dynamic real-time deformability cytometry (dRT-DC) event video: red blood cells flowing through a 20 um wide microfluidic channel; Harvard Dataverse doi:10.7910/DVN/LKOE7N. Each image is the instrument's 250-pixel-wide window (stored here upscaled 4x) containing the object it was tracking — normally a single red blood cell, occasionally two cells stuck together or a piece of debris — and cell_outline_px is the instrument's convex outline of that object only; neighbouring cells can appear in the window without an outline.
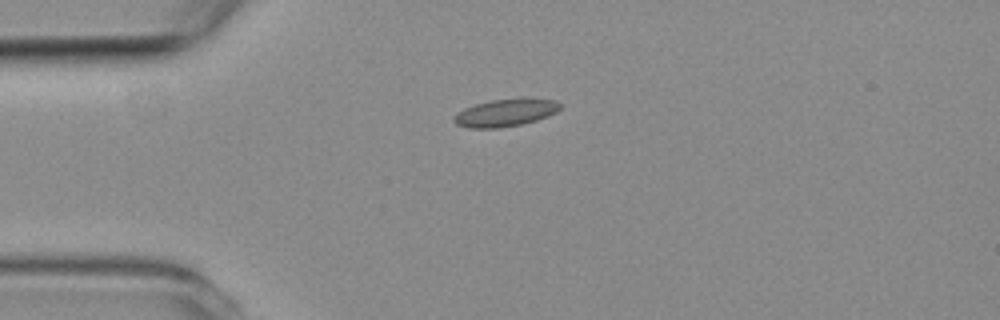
{"species": "common noctule bat (a hibernating species)", "species_latin": "Nyctalus noctula", "temperature_condition": "room temperature", "stored_images_in_passage": 4, "camera_frame_rate_fps": 3000, "um_per_image_px": 0.085, "animal": {"sex": "female", "body_mass_g": 19.3, "forearm_length_mm": 54.1}, "frame": {"image": 1, "passage_image": 1, "time_ms": 0.0, "image_size_px": [1000, 320], "cell_outline_px": [[560, 108], [556, 112], [548, 116], [536, 120], [520, 124], [496, 128], [468, 128], [456, 124], [452, 120], [452, 116], [464, 108], [476, 104], [492, 100], [556, 100], [560, 104]], "centroid_in_image_um": [42.88, 9.61], "position_along_channel_um": 42.1, "area_um2": 16.42}}
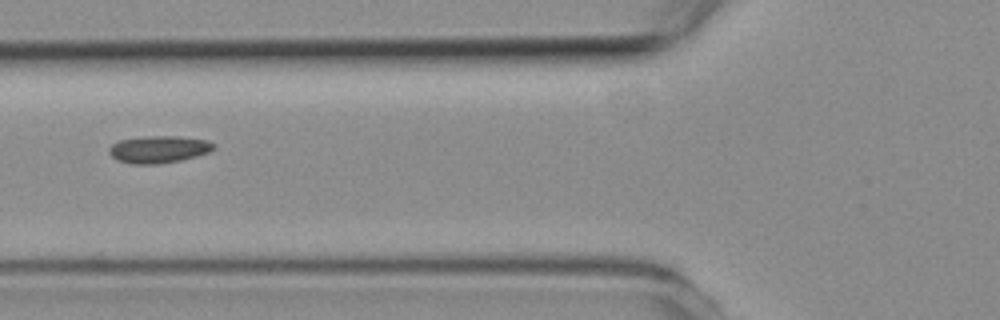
{"frame": {"image": 2, "passage_image": 3, "time_ms": 2.333, "image_size_px": [1000, 320], "cell_outline_px": [[216, 148], [208, 152], [196, 156], [180, 160], [160, 164], [132, 164], [120, 160], [112, 156], [108, 152], [108, 148], [112, 144], [120, 140], [148, 136], [176, 136], [208, 140], [216, 144]], "centroid_in_image_um": [13.52, 12.69], "position_along_channel_um": 112.3, "area_um2": 16.53}}
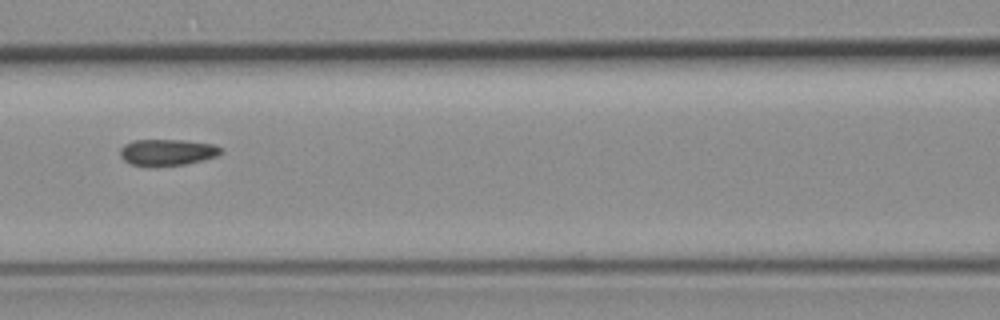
{"frame": {"image": 3, "passage_image": 4, "time_ms": 3.333, "image_size_px": [1000, 320], "cell_outline_px": [[224, 152], [216, 156], [204, 160], [184, 164], [152, 168], [148, 168], [128, 164], [120, 156], [120, 148], [124, 144], [132, 140], [184, 140], [212, 144], [224, 148]], "centroid_in_image_um": [14.18, 12.97], "position_along_channel_um": 152.4, "area_um2": 16.07}}